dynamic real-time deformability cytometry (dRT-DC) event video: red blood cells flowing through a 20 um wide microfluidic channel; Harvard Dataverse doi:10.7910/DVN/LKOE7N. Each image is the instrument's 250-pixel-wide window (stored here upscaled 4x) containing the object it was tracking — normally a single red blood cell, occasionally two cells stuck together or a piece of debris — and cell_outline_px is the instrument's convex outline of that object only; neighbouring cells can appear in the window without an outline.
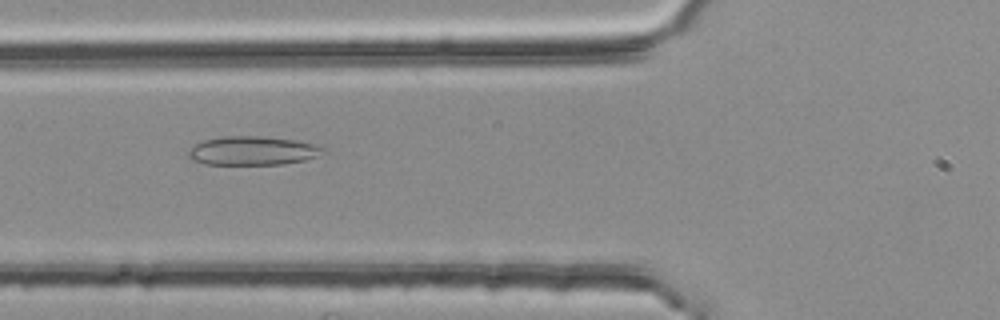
{"species": "common noctule bat (a hibernating species)", "species_latin": "Nyctalus noctula", "temperature_condition": "room temperature", "stored_images_in_passage": 40, "camera_frame_rate_fps": 3000, "um_per_image_px": 0.085, "animal": {"sex": "female", "body_mass_g": 25.1}, "frame": {"image": 1, "passage_image": 6, "time_ms": 1.667, "image_size_px": [1000, 320], "cell_outline_px": [[328, 148], [316, 156], [304, 160], [284, 164], [204, 164], [192, 160], [188, 156], [188, 152], [196, 144], [204, 140], [224, 136], [260, 136], [296, 140], [320, 144]], "centroid_in_image_um": [21.52, 12.8], "position_along_channel_um": 104.3, "area_um2": 22.66}}
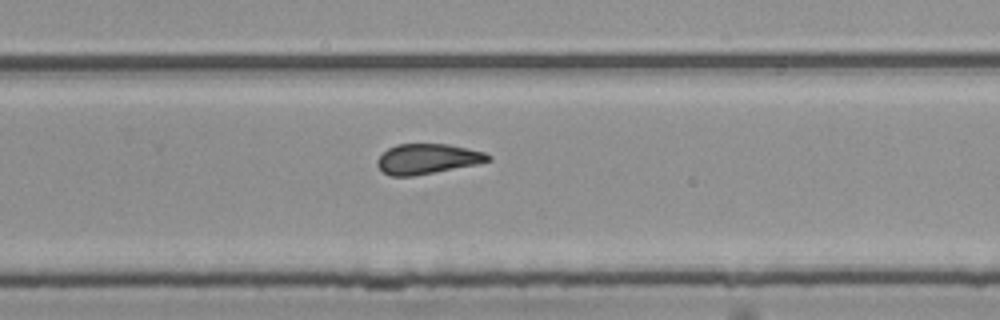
{"frame": {"image": 2, "passage_image": 21, "time_ms": 6.667, "image_size_px": [1000, 320], "cell_outline_px": [[492, 160], [476, 164], [412, 176], [388, 176], [376, 164], [376, 160], [388, 148], [396, 144], [448, 144], [484, 152], [492, 156]], "centroid_in_image_um": [36.32, 13.5], "position_along_channel_um": 293.5, "area_um2": 19.31}}
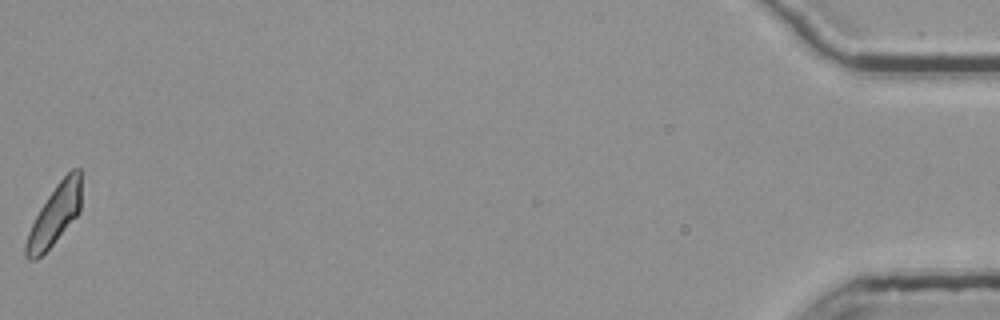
{"frame": {"image": 3, "passage_image": 40, "time_ms": 13.0, "image_size_px": [1000, 320], "cell_outline_px": [[80, 212], [52, 244], [36, 260], [28, 260], [24, 256], [24, 244], [28, 232], [40, 208], [56, 184], [72, 168], [80, 168]], "centroid_in_image_um": [4.62, 18.29], "position_along_channel_um": 430.6, "area_um2": 19.07}, "authors_computed_cell_mechanics": {"area_um2": 19.941, "velocity_mm_per_s": 3.7809, "shape_relaxation_time_tau1_ms": null, "shape_relaxation_time_tau2_ms": 2.2955, "deformation_change_tau1": null, "deformation_change_tau2": 0.112}}